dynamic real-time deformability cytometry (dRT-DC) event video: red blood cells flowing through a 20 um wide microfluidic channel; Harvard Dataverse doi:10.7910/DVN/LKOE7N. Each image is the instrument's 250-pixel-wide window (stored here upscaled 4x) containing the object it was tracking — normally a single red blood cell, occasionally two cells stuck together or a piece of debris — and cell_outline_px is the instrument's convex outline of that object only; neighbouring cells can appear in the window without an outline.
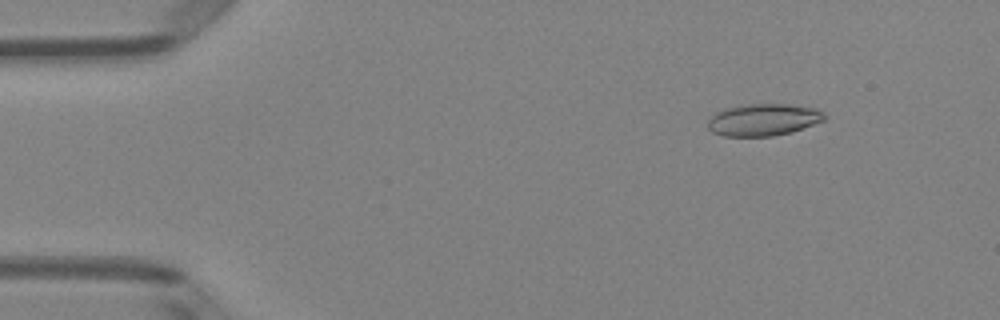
{"species": "Egyptian fruit bat (a non-hibernating species)", "species_latin": "Rousettus aegyptiacus", "temperature_condition": "room temperature", "stored_images_in_passage": 49, "camera_frame_rate_fps": 3000, "um_per_image_px": 0.085, "animal": {"sex": "female"}, "frame": {"image": 1, "passage_image": 5, "time_ms": 1.333, "image_size_px": [1000, 320], "cell_outline_px": [[828, 116], [824, 120], [792, 132], [772, 136], [724, 136], [712, 132], [708, 128], [708, 120], [716, 112], [724, 108], [748, 104], [792, 104], [816, 108], [824, 112]], "centroid_in_image_um": [64.91, 10.17], "position_along_channel_um": 20.1, "area_um2": 21.91}}
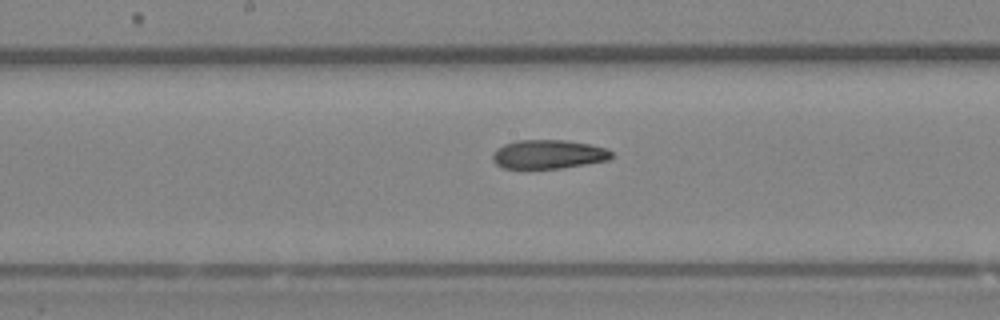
{"frame": {"image": 2, "passage_image": 25, "time_ms": 8.0, "image_size_px": [1000, 320], "cell_outline_px": [[612, 156], [608, 160], [560, 168], [504, 168], [496, 164], [492, 160], [492, 152], [496, 148], [504, 144], [516, 140], [564, 140], [592, 144], [608, 148], [612, 152]], "centroid_in_image_um": [46.6, 13.1], "position_along_channel_um": 201.6, "area_um2": 20.11}}
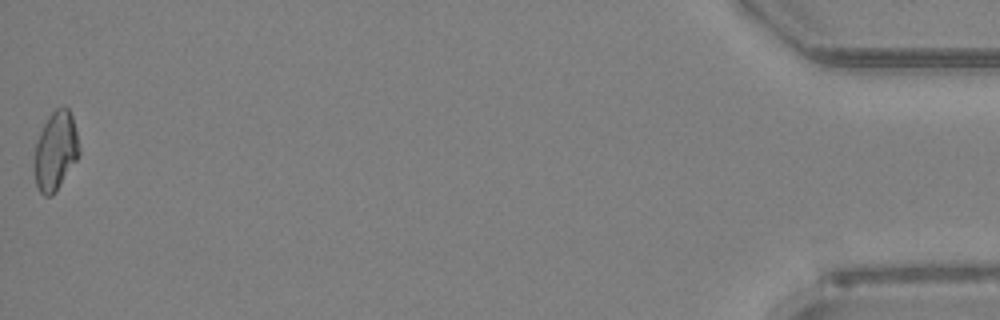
{"frame": {"image": 3, "passage_image": 49, "time_ms": 16.0, "image_size_px": [1000, 320], "cell_outline_px": [[80, 152], [76, 160], [52, 196], [44, 196], [40, 192], [36, 184], [36, 144], [40, 132], [48, 116], [56, 108], [64, 104], [68, 108], [72, 116], [80, 148]], "centroid_in_image_um": [4.75, 12.78], "position_along_channel_um": 430.5, "area_um2": 20.06}, "authors_computed_cell_mechanics": {"area_um2": 20.519, "velocity_mm_per_s": 4.0616, "shape_relaxation_time_tau1_ms": 6.7468, "shape_relaxation_time_tau2_ms": 7.3856, "deformation_change_tau1": 0.1705, "deformation_change_tau2": 0.1694}}